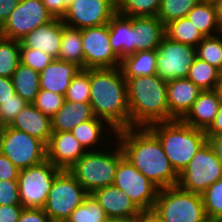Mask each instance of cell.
<instances>
[{
  "mask_svg": "<svg viewBox=\"0 0 222 222\" xmlns=\"http://www.w3.org/2000/svg\"><path fill=\"white\" fill-rule=\"evenodd\" d=\"M124 157L159 189L178 184L179 174L172 167L159 139L147 127H129L116 132Z\"/></svg>",
  "mask_w": 222,
  "mask_h": 222,
  "instance_id": "obj_1",
  "label": "cell"
},
{
  "mask_svg": "<svg viewBox=\"0 0 222 222\" xmlns=\"http://www.w3.org/2000/svg\"><path fill=\"white\" fill-rule=\"evenodd\" d=\"M94 116L116 131L130 127L127 81L120 67L90 69V101Z\"/></svg>",
  "mask_w": 222,
  "mask_h": 222,
  "instance_id": "obj_2",
  "label": "cell"
},
{
  "mask_svg": "<svg viewBox=\"0 0 222 222\" xmlns=\"http://www.w3.org/2000/svg\"><path fill=\"white\" fill-rule=\"evenodd\" d=\"M130 112V127H149L169 121L167 81L158 74L125 77Z\"/></svg>",
  "mask_w": 222,
  "mask_h": 222,
  "instance_id": "obj_3",
  "label": "cell"
},
{
  "mask_svg": "<svg viewBox=\"0 0 222 222\" xmlns=\"http://www.w3.org/2000/svg\"><path fill=\"white\" fill-rule=\"evenodd\" d=\"M160 141L175 171L180 174L206 141L204 130L191 127L180 119L147 127Z\"/></svg>",
  "mask_w": 222,
  "mask_h": 222,
  "instance_id": "obj_4",
  "label": "cell"
},
{
  "mask_svg": "<svg viewBox=\"0 0 222 222\" xmlns=\"http://www.w3.org/2000/svg\"><path fill=\"white\" fill-rule=\"evenodd\" d=\"M123 157V150L115 138L107 148L87 151L68 171L91 194L113 184L117 166Z\"/></svg>",
  "mask_w": 222,
  "mask_h": 222,
  "instance_id": "obj_5",
  "label": "cell"
},
{
  "mask_svg": "<svg viewBox=\"0 0 222 222\" xmlns=\"http://www.w3.org/2000/svg\"><path fill=\"white\" fill-rule=\"evenodd\" d=\"M151 212L161 222H200L206 217L202 195L178 185L159 189Z\"/></svg>",
  "mask_w": 222,
  "mask_h": 222,
  "instance_id": "obj_6",
  "label": "cell"
},
{
  "mask_svg": "<svg viewBox=\"0 0 222 222\" xmlns=\"http://www.w3.org/2000/svg\"><path fill=\"white\" fill-rule=\"evenodd\" d=\"M0 152L19 170L47 160L46 144L43 141L9 125L3 126L0 131Z\"/></svg>",
  "mask_w": 222,
  "mask_h": 222,
  "instance_id": "obj_7",
  "label": "cell"
},
{
  "mask_svg": "<svg viewBox=\"0 0 222 222\" xmlns=\"http://www.w3.org/2000/svg\"><path fill=\"white\" fill-rule=\"evenodd\" d=\"M89 193L68 171L62 170L55 178L43 207L53 222H66L71 212Z\"/></svg>",
  "mask_w": 222,
  "mask_h": 222,
  "instance_id": "obj_8",
  "label": "cell"
},
{
  "mask_svg": "<svg viewBox=\"0 0 222 222\" xmlns=\"http://www.w3.org/2000/svg\"><path fill=\"white\" fill-rule=\"evenodd\" d=\"M219 179H222V165L210 143L206 141L179 174L177 185L184 190L202 194Z\"/></svg>",
  "mask_w": 222,
  "mask_h": 222,
  "instance_id": "obj_9",
  "label": "cell"
},
{
  "mask_svg": "<svg viewBox=\"0 0 222 222\" xmlns=\"http://www.w3.org/2000/svg\"><path fill=\"white\" fill-rule=\"evenodd\" d=\"M62 169L48 160L22 169L19 172L18 189L24 208H43L51 186Z\"/></svg>",
  "mask_w": 222,
  "mask_h": 222,
  "instance_id": "obj_10",
  "label": "cell"
},
{
  "mask_svg": "<svg viewBox=\"0 0 222 222\" xmlns=\"http://www.w3.org/2000/svg\"><path fill=\"white\" fill-rule=\"evenodd\" d=\"M113 185L122 190L142 212H151L159 188L125 157L117 166Z\"/></svg>",
  "mask_w": 222,
  "mask_h": 222,
  "instance_id": "obj_11",
  "label": "cell"
},
{
  "mask_svg": "<svg viewBox=\"0 0 222 222\" xmlns=\"http://www.w3.org/2000/svg\"><path fill=\"white\" fill-rule=\"evenodd\" d=\"M157 51V74L165 81L187 78L196 47L163 37Z\"/></svg>",
  "mask_w": 222,
  "mask_h": 222,
  "instance_id": "obj_12",
  "label": "cell"
},
{
  "mask_svg": "<svg viewBox=\"0 0 222 222\" xmlns=\"http://www.w3.org/2000/svg\"><path fill=\"white\" fill-rule=\"evenodd\" d=\"M84 69L116 68L121 60L112 50L108 24L81 29Z\"/></svg>",
  "mask_w": 222,
  "mask_h": 222,
  "instance_id": "obj_13",
  "label": "cell"
},
{
  "mask_svg": "<svg viewBox=\"0 0 222 222\" xmlns=\"http://www.w3.org/2000/svg\"><path fill=\"white\" fill-rule=\"evenodd\" d=\"M54 17L41 0H20L2 26L3 38L19 40Z\"/></svg>",
  "mask_w": 222,
  "mask_h": 222,
  "instance_id": "obj_14",
  "label": "cell"
},
{
  "mask_svg": "<svg viewBox=\"0 0 222 222\" xmlns=\"http://www.w3.org/2000/svg\"><path fill=\"white\" fill-rule=\"evenodd\" d=\"M116 13L117 6L110 0H73L62 22L72 28L84 29L108 24Z\"/></svg>",
  "mask_w": 222,
  "mask_h": 222,
  "instance_id": "obj_15",
  "label": "cell"
},
{
  "mask_svg": "<svg viewBox=\"0 0 222 222\" xmlns=\"http://www.w3.org/2000/svg\"><path fill=\"white\" fill-rule=\"evenodd\" d=\"M47 160L54 166L68 170L87 151L72 132H53L46 145Z\"/></svg>",
  "mask_w": 222,
  "mask_h": 222,
  "instance_id": "obj_16",
  "label": "cell"
},
{
  "mask_svg": "<svg viewBox=\"0 0 222 222\" xmlns=\"http://www.w3.org/2000/svg\"><path fill=\"white\" fill-rule=\"evenodd\" d=\"M109 219L135 220L142 211L115 185L99 188L91 193Z\"/></svg>",
  "mask_w": 222,
  "mask_h": 222,
  "instance_id": "obj_17",
  "label": "cell"
},
{
  "mask_svg": "<svg viewBox=\"0 0 222 222\" xmlns=\"http://www.w3.org/2000/svg\"><path fill=\"white\" fill-rule=\"evenodd\" d=\"M201 91L202 89L188 78L167 81L169 121L181 120L191 109Z\"/></svg>",
  "mask_w": 222,
  "mask_h": 222,
  "instance_id": "obj_18",
  "label": "cell"
},
{
  "mask_svg": "<svg viewBox=\"0 0 222 222\" xmlns=\"http://www.w3.org/2000/svg\"><path fill=\"white\" fill-rule=\"evenodd\" d=\"M62 39V19L53 18L48 23L38 26L20 39V47H30L44 51L58 59Z\"/></svg>",
  "mask_w": 222,
  "mask_h": 222,
  "instance_id": "obj_19",
  "label": "cell"
},
{
  "mask_svg": "<svg viewBox=\"0 0 222 222\" xmlns=\"http://www.w3.org/2000/svg\"><path fill=\"white\" fill-rule=\"evenodd\" d=\"M71 132L86 151H97L110 145L111 142L114 141L113 139L116 138L117 131L106 121L94 117L93 119L78 124Z\"/></svg>",
  "mask_w": 222,
  "mask_h": 222,
  "instance_id": "obj_20",
  "label": "cell"
},
{
  "mask_svg": "<svg viewBox=\"0 0 222 222\" xmlns=\"http://www.w3.org/2000/svg\"><path fill=\"white\" fill-rule=\"evenodd\" d=\"M133 54L137 51L157 50L165 34V25L151 16L132 17Z\"/></svg>",
  "mask_w": 222,
  "mask_h": 222,
  "instance_id": "obj_21",
  "label": "cell"
},
{
  "mask_svg": "<svg viewBox=\"0 0 222 222\" xmlns=\"http://www.w3.org/2000/svg\"><path fill=\"white\" fill-rule=\"evenodd\" d=\"M220 104L215 89L202 90L191 109L181 120L191 127L206 131L214 122Z\"/></svg>",
  "mask_w": 222,
  "mask_h": 222,
  "instance_id": "obj_22",
  "label": "cell"
},
{
  "mask_svg": "<svg viewBox=\"0 0 222 222\" xmlns=\"http://www.w3.org/2000/svg\"><path fill=\"white\" fill-rule=\"evenodd\" d=\"M80 70L81 68L74 63L53 59V61L40 72V89L65 96L71 80Z\"/></svg>",
  "mask_w": 222,
  "mask_h": 222,
  "instance_id": "obj_23",
  "label": "cell"
},
{
  "mask_svg": "<svg viewBox=\"0 0 222 222\" xmlns=\"http://www.w3.org/2000/svg\"><path fill=\"white\" fill-rule=\"evenodd\" d=\"M9 126L40 139L46 145L53 133L51 117L42 113L32 103L22 109Z\"/></svg>",
  "mask_w": 222,
  "mask_h": 222,
  "instance_id": "obj_24",
  "label": "cell"
},
{
  "mask_svg": "<svg viewBox=\"0 0 222 222\" xmlns=\"http://www.w3.org/2000/svg\"><path fill=\"white\" fill-rule=\"evenodd\" d=\"M94 117L89 102H68L65 100L59 111L51 117L52 132H71L78 124Z\"/></svg>",
  "mask_w": 222,
  "mask_h": 222,
  "instance_id": "obj_25",
  "label": "cell"
},
{
  "mask_svg": "<svg viewBox=\"0 0 222 222\" xmlns=\"http://www.w3.org/2000/svg\"><path fill=\"white\" fill-rule=\"evenodd\" d=\"M108 28L112 50L120 60L133 55L132 17L117 12L108 22Z\"/></svg>",
  "mask_w": 222,
  "mask_h": 222,
  "instance_id": "obj_26",
  "label": "cell"
},
{
  "mask_svg": "<svg viewBox=\"0 0 222 222\" xmlns=\"http://www.w3.org/2000/svg\"><path fill=\"white\" fill-rule=\"evenodd\" d=\"M186 17L192 21L204 37H212L222 33L215 3L201 0Z\"/></svg>",
  "mask_w": 222,
  "mask_h": 222,
  "instance_id": "obj_27",
  "label": "cell"
},
{
  "mask_svg": "<svg viewBox=\"0 0 222 222\" xmlns=\"http://www.w3.org/2000/svg\"><path fill=\"white\" fill-rule=\"evenodd\" d=\"M124 77L149 76L157 74V51H137L121 60Z\"/></svg>",
  "mask_w": 222,
  "mask_h": 222,
  "instance_id": "obj_28",
  "label": "cell"
},
{
  "mask_svg": "<svg viewBox=\"0 0 222 222\" xmlns=\"http://www.w3.org/2000/svg\"><path fill=\"white\" fill-rule=\"evenodd\" d=\"M58 59L74 63L81 69H84L81 29L66 26L62 22V39Z\"/></svg>",
  "mask_w": 222,
  "mask_h": 222,
  "instance_id": "obj_29",
  "label": "cell"
},
{
  "mask_svg": "<svg viewBox=\"0 0 222 222\" xmlns=\"http://www.w3.org/2000/svg\"><path fill=\"white\" fill-rule=\"evenodd\" d=\"M11 78L16 94L28 103H33L40 90V73L20 63Z\"/></svg>",
  "mask_w": 222,
  "mask_h": 222,
  "instance_id": "obj_30",
  "label": "cell"
},
{
  "mask_svg": "<svg viewBox=\"0 0 222 222\" xmlns=\"http://www.w3.org/2000/svg\"><path fill=\"white\" fill-rule=\"evenodd\" d=\"M165 34L171 40L194 47L205 38L187 17L174 20L165 26Z\"/></svg>",
  "mask_w": 222,
  "mask_h": 222,
  "instance_id": "obj_31",
  "label": "cell"
},
{
  "mask_svg": "<svg viewBox=\"0 0 222 222\" xmlns=\"http://www.w3.org/2000/svg\"><path fill=\"white\" fill-rule=\"evenodd\" d=\"M221 71L196 57L190 66L187 78L202 90H213L220 80Z\"/></svg>",
  "mask_w": 222,
  "mask_h": 222,
  "instance_id": "obj_32",
  "label": "cell"
},
{
  "mask_svg": "<svg viewBox=\"0 0 222 222\" xmlns=\"http://www.w3.org/2000/svg\"><path fill=\"white\" fill-rule=\"evenodd\" d=\"M20 64V41L2 38L0 40V77L11 78Z\"/></svg>",
  "mask_w": 222,
  "mask_h": 222,
  "instance_id": "obj_33",
  "label": "cell"
},
{
  "mask_svg": "<svg viewBox=\"0 0 222 222\" xmlns=\"http://www.w3.org/2000/svg\"><path fill=\"white\" fill-rule=\"evenodd\" d=\"M108 219L103 208L96 199L89 194L84 202L78 205L66 222H105Z\"/></svg>",
  "mask_w": 222,
  "mask_h": 222,
  "instance_id": "obj_34",
  "label": "cell"
},
{
  "mask_svg": "<svg viewBox=\"0 0 222 222\" xmlns=\"http://www.w3.org/2000/svg\"><path fill=\"white\" fill-rule=\"evenodd\" d=\"M201 0H161L157 18L166 26L170 22L184 18Z\"/></svg>",
  "mask_w": 222,
  "mask_h": 222,
  "instance_id": "obj_35",
  "label": "cell"
},
{
  "mask_svg": "<svg viewBox=\"0 0 222 222\" xmlns=\"http://www.w3.org/2000/svg\"><path fill=\"white\" fill-rule=\"evenodd\" d=\"M196 57L222 70V33L205 37L196 47Z\"/></svg>",
  "mask_w": 222,
  "mask_h": 222,
  "instance_id": "obj_36",
  "label": "cell"
},
{
  "mask_svg": "<svg viewBox=\"0 0 222 222\" xmlns=\"http://www.w3.org/2000/svg\"><path fill=\"white\" fill-rule=\"evenodd\" d=\"M161 0H123L117 7V12L127 17H156Z\"/></svg>",
  "mask_w": 222,
  "mask_h": 222,
  "instance_id": "obj_37",
  "label": "cell"
},
{
  "mask_svg": "<svg viewBox=\"0 0 222 222\" xmlns=\"http://www.w3.org/2000/svg\"><path fill=\"white\" fill-rule=\"evenodd\" d=\"M64 97L68 102L90 101V69H81L74 76Z\"/></svg>",
  "mask_w": 222,
  "mask_h": 222,
  "instance_id": "obj_38",
  "label": "cell"
},
{
  "mask_svg": "<svg viewBox=\"0 0 222 222\" xmlns=\"http://www.w3.org/2000/svg\"><path fill=\"white\" fill-rule=\"evenodd\" d=\"M201 195L206 216L222 218V179L210 185Z\"/></svg>",
  "mask_w": 222,
  "mask_h": 222,
  "instance_id": "obj_39",
  "label": "cell"
},
{
  "mask_svg": "<svg viewBox=\"0 0 222 222\" xmlns=\"http://www.w3.org/2000/svg\"><path fill=\"white\" fill-rule=\"evenodd\" d=\"M64 101V95L40 89L32 104L42 113L53 117L63 106Z\"/></svg>",
  "mask_w": 222,
  "mask_h": 222,
  "instance_id": "obj_40",
  "label": "cell"
},
{
  "mask_svg": "<svg viewBox=\"0 0 222 222\" xmlns=\"http://www.w3.org/2000/svg\"><path fill=\"white\" fill-rule=\"evenodd\" d=\"M53 57L38 49L20 47V63L29 66L34 71L41 72L52 61Z\"/></svg>",
  "mask_w": 222,
  "mask_h": 222,
  "instance_id": "obj_41",
  "label": "cell"
},
{
  "mask_svg": "<svg viewBox=\"0 0 222 222\" xmlns=\"http://www.w3.org/2000/svg\"><path fill=\"white\" fill-rule=\"evenodd\" d=\"M29 103L23 100L18 94H14L11 99L0 103V123L2 126L10 125L17 114Z\"/></svg>",
  "mask_w": 222,
  "mask_h": 222,
  "instance_id": "obj_42",
  "label": "cell"
},
{
  "mask_svg": "<svg viewBox=\"0 0 222 222\" xmlns=\"http://www.w3.org/2000/svg\"><path fill=\"white\" fill-rule=\"evenodd\" d=\"M0 205H22L17 180H0Z\"/></svg>",
  "mask_w": 222,
  "mask_h": 222,
  "instance_id": "obj_43",
  "label": "cell"
},
{
  "mask_svg": "<svg viewBox=\"0 0 222 222\" xmlns=\"http://www.w3.org/2000/svg\"><path fill=\"white\" fill-rule=\"evenodd\" d=\"M18 222H53L43 208H24Z\"/></svg>",
  "mask_w": 222,
  "mask_h": 222,
  "instance_id": "obj_44",
  "label": "cell"
},
{
  "mask_svg": "<svg viewBox=\"0 0 222 222\" xmlns=\"http://www.w3.org/2000/svg\"><path fill=\"white\" fill-rule=\"evenodd\" d=\"M20 170L0 152V180H17Z\"/></svg>",
  "mask_w": 222,
  "mask_h": 222,
  "instance_id": "obj_45",
  "label": "cell"
},
{
  "mask_svg": "<svg viewBox=\"0 0 222 222\" xmlns=\"http://www.w3.org/2000/svg\"><path fill=\"white\" fill-rule=\"evenodd\" d=\"M22 205H0V222H18Z\"/></svg>",
  "mask_w": 222,
  "mask_h": 222,
  "instance_id": "obj_46",
  "label": "cell"
},
{
  "mask_svg": "<svg viewBox=\"0 0 222 222\" xmlns=\"http://www.w3.org/2000/svg\"><path fill=\"white\" fill-rule=\"evenodd\" d=\"M47 11L54 17L60 18L65 15L67 7L64 5V0H41Z\"/></svg>",
  "mask_w": 222,
  "mask_h": 222,
  "instance_id": "obj_47",
  "label": "cell"
},
{
  "mask_svg": "<svg viewBox=\"0 0 222 222\" xmlns=\"http://www.w3.org/2000/svg\"><path fill=\"white\" fill-rule=\"evenodd\" d=\"M15 93L12 78L0 77V103L11 99Z\"/></svg>",
  "mask_w": 222,
  "mask_h": 222,
  "instance_id": "obj_48",
  "label": "cell"
},
{
  "mask_svg": "<svg viewBox=\"0 0 222 222\" xmlns=\"http://www.w3.org/2000/svg\"><path fill=\"white\" fill-rule=\"evenodd\" d=\"M20 0H0V25L3 26L4 23L9 18L11 12L19 4Z\"/></svg>",
  "mask_w": 222,
  "mask_h": 222,
  "instance_id": "obj_49",
  "label": "cell"
},
{
  "mask_svg": "<svg viewBox=\"0 0 222 222\" xmlns=\"http://www.w3.org/2000/svg\"><path fill=\"white\" fill-rule=\"evenodd\" d=\"M206 136H214L222 134V103L220 104L217 115L215 116L214 122L205 131Z\"/></svg>",
  "mask_w": 222,
  "mask_h": 222,
  "instance_id": "obj_50",
  "label": "cell"
},
{
  "mask_svg": "<svg viewBox=\"0 0 222 222\" xmlns=\"http://www.w3.org/2000/svg\"><path fill=\"white\" fill-rule=\"evenodd\" d=\"M206 137L207 141L210 143L212 149L214 150L216 157L222 165V134Z\"/></svg>",
  "mask_w": 222,
  "mask_h": 222,
  "instance_id": "obj_51",
  "label": "cell"
},
{
  "mask_svg": "<svg viewBox=\"0 0 222 222\" xmlns=\"http://www.w3.org/2000/svg\"><path fill=\"white\" fill-rule=\"evenodd\" d=\"M134 222H161L152 212H142Z\"/></svg>",
  "mask_w": 222,
  "mask_h": 222,
  "instance_id": "obj_52",
  "label": "cell"
},
{
  "mask_svg": "<svg viewBox=\"0 0 222 222\" xmlns=\"http://www.w3.org/2000/svg\"><path fill=\"white\" fill-rule=\"evenodd\" d=\"M215 4L217 8L218 23L222 30V0L217 1Z\"/></svg>",
  "mask_w": 222,
  "mask_h": 222,
  "instance_id": "obj_53",
  "label": "cell"
},
{
  "mask_svg": "<svg viewBox=\"0 0 222 222\" xmlns=\"http://www.w3.org/2000/svg\"><path fill=\"white\" fill-rule=\"evenodd\" d=\"M215 90L218 94L220 102L222 103V76H220V80L217 83Z\"/></svg>",
  "mask_w": 222,
  "mask_h": 222,
  "instance_id": "obj_54",
  "label": "cell"
},
{
  "mask_svg": "<svg viewBox=\"0 0 222 222\" xmlns=\"http://www.w3.org/2000/svg\"><path fill=\"white\" fill-rule=\"evenodd\" d=\"M200 222H222V218H216V217H205L202 221Z\"/></svg>",
  "mask_w": 222,
  "mask_h": 222,
  "instance_id": "obj_55",
  "label": "cell"
},
{
  "mask_svg": "<svg viewBox=\"0 0 222 222\" xmlns=\"http://www.w3.org/2000/svg\"><path fill=\"white\" fill-rule=\"evenodd\" d=\"M105 222H134V220L127 219H107Z\"/></svg>",
  "mask_w": 222,
  "mask_h": 222,
  "instance_id": "obj_56",
  "label": "cell"
},
{
  "mask_svg": "<svg viewBox=\"0 0 222 222\" xmlns=\"http://www.w3.org/2000/svg\"><path fill=\"white\" fill-rule=\"evenodd\" d=\"M115 6H119L123 0H110Z\"/></svg>",
  "mask_w": 222,
  "mask_h": 222,
  "instance_id": "obj_57",
  "label": "cell"
},
{
  "mask_svg": "<svg viewBox=\"0 0 222 222\" xmlns=\"http://www.w3.org/2000/svg\"><path fill=\"white\" fill-rule=\"evenodd\" d=\"M73 0H64V5L68 7V5L72 2Z\"/></svg>",
  "mask_w": 222,
  "mask_h": 222,
  "instance_id": "obj_58",
  "label": "cell"
},
{
  "mask_svg": "<svg viewBox=\"0 0 222 222\" xmlns=\"http://www.w3.org/2000/svg\"><path fill=\"white\" fill-rule=\"evenodd\" d=\"M3 38L2 26L0 25V40Z\"/></svg>",
  "mask_w": 222,
  "mask_h": 222,
  "instance_id": "obj_59",
  "label": "cell"
},
{
  "mask_svg": "<svg viewBox=\"0 0 222 222\" xmlns=\"http://www.w3.org/2000/svg\"><path fill=\"white\" fill-rule=\"evenodd\" d=\"M206 1H210V2H212V3H216V2L219 1V0H206Z\"/></svg>",
  "mask_w": 222,
  "mask_h": 222,
  "instance_id": "obj_60",
  "label": "cell"
}]
</instances>
